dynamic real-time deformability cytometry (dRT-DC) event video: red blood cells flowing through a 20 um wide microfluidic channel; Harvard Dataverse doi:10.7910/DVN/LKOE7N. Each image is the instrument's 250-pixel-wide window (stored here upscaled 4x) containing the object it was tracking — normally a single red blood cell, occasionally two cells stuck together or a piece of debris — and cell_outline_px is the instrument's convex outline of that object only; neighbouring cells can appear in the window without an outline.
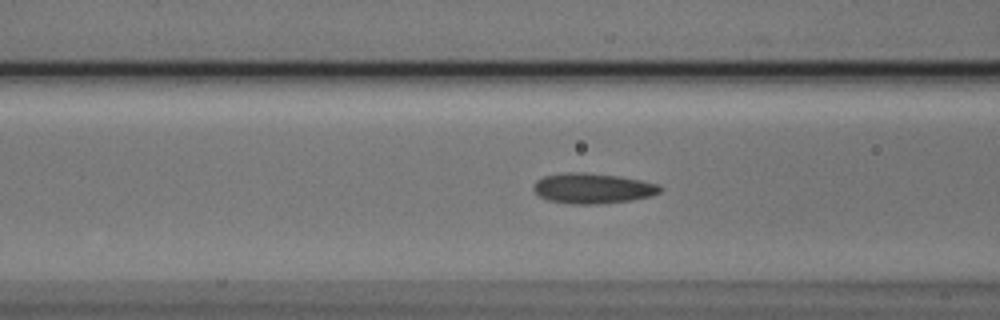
{"species": "Egyptian fruit bat (a non-hibernating species)", "species_latin": "Rousettus aegyptiacus", "temperature_condition": "cold", "stored_images_in_passage": 44, "camera_frame_rate_fps": 3000, "um_per_image_px": 0.085, "animal": {"sex": "male"}, "frame": {"image": 1, "passage_image": 17, "time_ms": 5.333, "image_size_px": [1000, 320], "cell_outline_px": [[664, 188], [660, 192], [648, 196], [632, 200], [600, 204], [572, 204], [548, 200], [540, 196], [532, 188], [532, 184], [536, 180], [544, 176], [564, 172], [584, 172], [620, 176], [660, 184]], "centroid_in_image_um": [50.37, 16.0], "position_along_channel_um": 116.2, "area_um2": 22.54}}
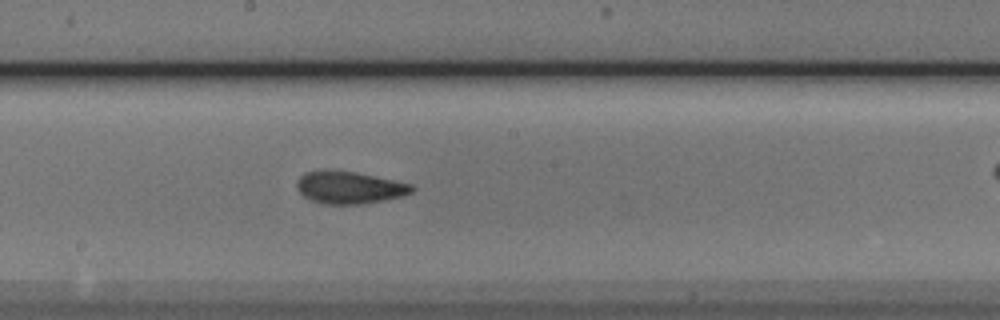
{"frame": {"image": 2, "passage_image": 25, "time_ms": 8.0, "image_size_px": [1000, 320], "cell_outline_px": [[416, 188], [412, 192], [404, 196], [384, 200], [360, 204], [324, 204], [312, 200], [304, 196], [296, 188], [296, 184], [300, 176], [304, 172], [356, 172], [412, 184]], "centroid_in_image_um": [29.74, 15.97], "position_along_channel_um": 218.5, "area_um2": 21.21}}
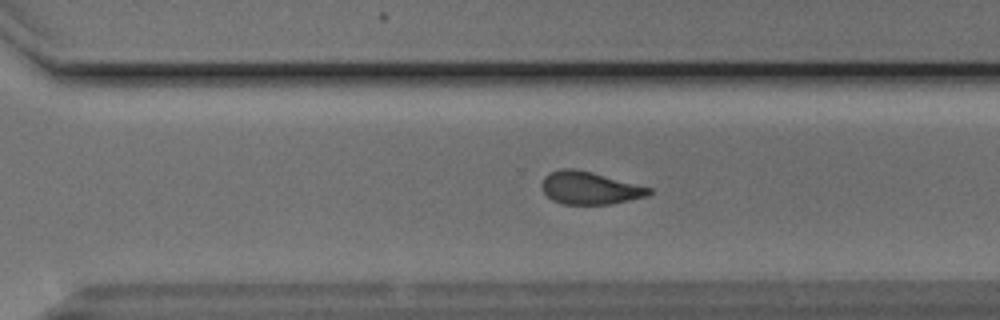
{"frame": {"image": 3, "passage_image": 33, "time_ms": 10.667, "image_size_px": [1000, 320], "cell_outline_px": [[652, 192], [648, 196], [608, 204], [560, 204], [552, 200], [544, 192], [540, 184], [544, 176], [560, 168], [576, 168], [592, 172], [652, 188]], "centroid_in_image_um": [50.1, 15.97], "position_along_channel_um": 320.5, "area_um2": 20.4}, "authors_computed_cell_mechanics": {"area_um2": 21.386, "velocity_mm_per_s": 3.8331, "shape_relaxation_time_tau1_ms": 4.8743, "shape_relaxation_time_tau2_ms": 1.7018, "deformation_change_tau1": 0.1315, "deformation_change_tau2": 0.0664}}